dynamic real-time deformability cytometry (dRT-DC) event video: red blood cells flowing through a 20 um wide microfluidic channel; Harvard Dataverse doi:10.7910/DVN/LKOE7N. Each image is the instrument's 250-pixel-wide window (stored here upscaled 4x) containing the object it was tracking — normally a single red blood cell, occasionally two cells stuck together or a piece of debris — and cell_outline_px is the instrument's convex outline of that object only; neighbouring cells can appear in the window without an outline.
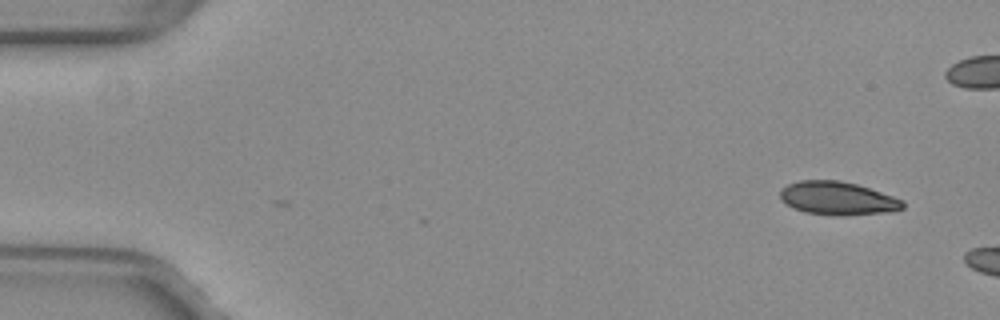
{"species": "common noctule bat (a hibernating species)", "species_latin": "Nyctalus noctula", "temperature_condition": "warm", "stored_images_in_passage": 2, "camera_frame_rate_fps": 3000, "um_per_image_px": 0.085, "animal": {"sex": "female", "body_mass_g": 29.2, "forearm_length_mm": 56.3}, "frame": {"image": 1, "passage_image": 2, "time_ms": 0.333, "image_size_px": [1000, 320], "cell_outline_px": [[904, 208], [892, 212], [844, 216], [836, 216], [804, 212], [792, 208], [780, 200], [780, 192], [788, 184], [800, 180], [840, 180], [856, 184], [904, 200]], "centroid_in_image_um": [71.2, 16.87], "position_along_channel_um": 13.8, "area_um2": 23.99}}